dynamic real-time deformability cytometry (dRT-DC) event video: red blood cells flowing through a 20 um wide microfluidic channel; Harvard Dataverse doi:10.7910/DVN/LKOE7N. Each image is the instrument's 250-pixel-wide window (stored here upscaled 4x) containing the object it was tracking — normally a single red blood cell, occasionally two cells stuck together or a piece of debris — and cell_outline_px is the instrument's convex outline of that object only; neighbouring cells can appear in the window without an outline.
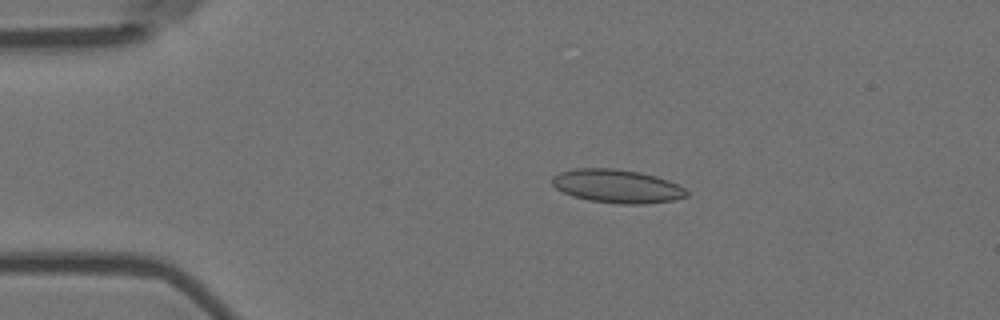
{"species": "Egyptian fruit bat (a non-hibernating species)", "species_latin": "Rousettus aegyptiacus", "temperature_condition": "room temperature", "stored_images_in_passage": 5, "camera_frame_rate_fps": 3000, "um_per_image_px": 0.085, "animal": {"sex": "female"}, "frame": {"image": 1, "passage_image": 3, "time_ms": 0.667, "image_size_px": [1000, 320], "cell_outline_px": [[688, 196], [672, 200], [644, 204], [620, 204], [588, 200], [572, 196], [556, 188], [552, 184], [552, 176], [560, 172], [576, 168], [616, 168], [640, 172], [656, 176], [668, 180], [684, 188], [688, 192]], "centroid_in_image_um": [52.44, 15.82], "position_along_channel_um": 32.6, "area_um2": 26.24}}
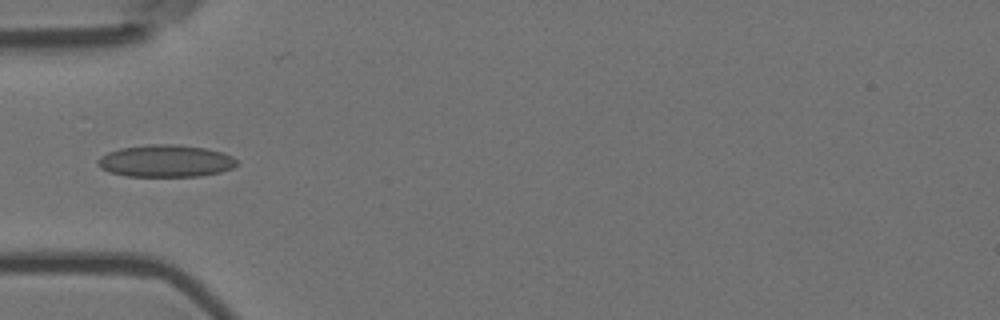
{"frame": {"image": 2, "passage_image": 5, "time_ms": 1.333, "image_size_px": [1000, 320], "cell_outline_px": [[236, 164], [232, 168], [220, 172], [200, 176], [124, 176], [108, 172], [100, 168], [96, 164], [96, 160], [100, 156], [108, 152], [120, 148], [148, 144], [176, 144], [204, 148], [224, 152], [232, 156], [236, 160]], "centroid_in_image_um": [14.03, 13.68], "position_along_channel_um": 71.0, "area_um2": 26.24}}